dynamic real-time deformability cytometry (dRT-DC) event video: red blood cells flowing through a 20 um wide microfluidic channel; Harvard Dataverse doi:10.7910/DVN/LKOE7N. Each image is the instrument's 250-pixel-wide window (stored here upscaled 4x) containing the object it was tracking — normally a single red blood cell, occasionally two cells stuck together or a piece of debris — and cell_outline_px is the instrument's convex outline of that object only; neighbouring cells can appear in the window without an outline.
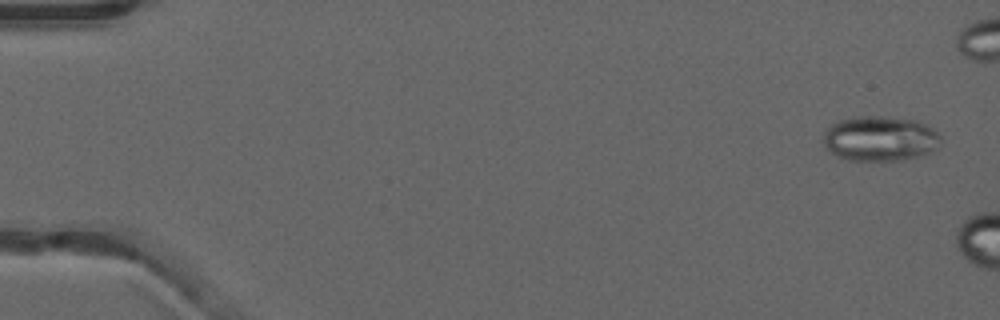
{"species": "common noctule bat (a hibernating species)", "species_latin": "Nyctalus noctula", "temperature_condition": "warm", "stored_images_in_passage": 4, "camera_frame_rate_fps": 3000, "um_per_image_px": 0.085, "animal": {"sex": "male", "forearm_length_mm": 52.5}, "frame": {"image": 1, "passage_image": 1, "time_ms": 0.0, "image_size_px": [1000, 320], "cell_outline_px": [[940, 144], [936, 148], [928, 152], [904, 160], [848, 160], [836, 156], [824, 144], [824, 132], [832, 124], [840, 120], [852, 116], [880, 116], [916, 120], [932, 128], [940, 136]], "centroid_in_image_um": [74.79, 11.77], "position_along_channel_um": 10.2, "area_um2": 30.58}}